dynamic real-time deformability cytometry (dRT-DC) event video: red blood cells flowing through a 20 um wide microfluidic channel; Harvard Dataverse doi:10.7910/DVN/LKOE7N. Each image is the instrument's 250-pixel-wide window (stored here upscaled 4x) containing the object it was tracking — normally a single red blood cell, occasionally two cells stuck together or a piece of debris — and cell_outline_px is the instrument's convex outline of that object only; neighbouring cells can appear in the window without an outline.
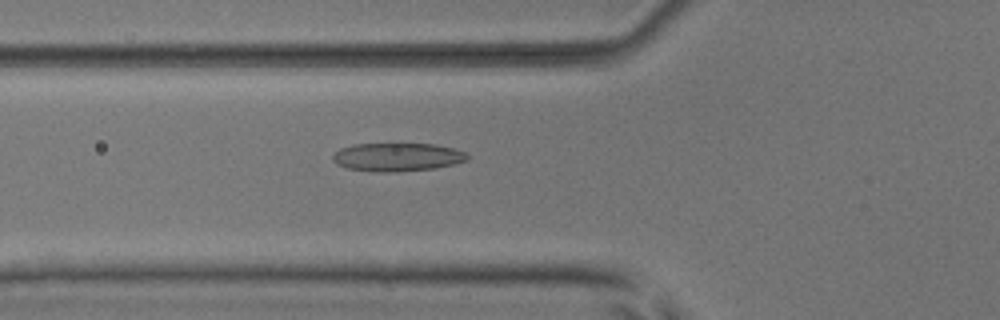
{"species": "common noctule bat (a hibernating species)", "species_latin": "Nyctalus noctula", "temperature_condition": "room temperature", "stored_images_in_passage": 29, "camera_frame_rate_fps": 3000, "um_per_image_px": 0.085, "animal": {"sex": "male", "body_mass_g": 17.9, "forearm_length_mm": 54.2}, "frame": {"image": 1, "passage_image": 3, "time_ms": 0.667, "image_size_px": [1000, 320], "cell_outline_px": [[468, 160], [456, 164], [432, 168], [396, 172], [380, 172], [348, 168], [336, 164], [332, 160], [332, 156], [340, 148], [352, 144], [400, 140], [436, 144], [456, 148], [464, 152], [468, 156]], "centroid_in_image_um": [33.77, 13.28], "position_along_channel_um": 92.0, "area_um2": 23.47}}
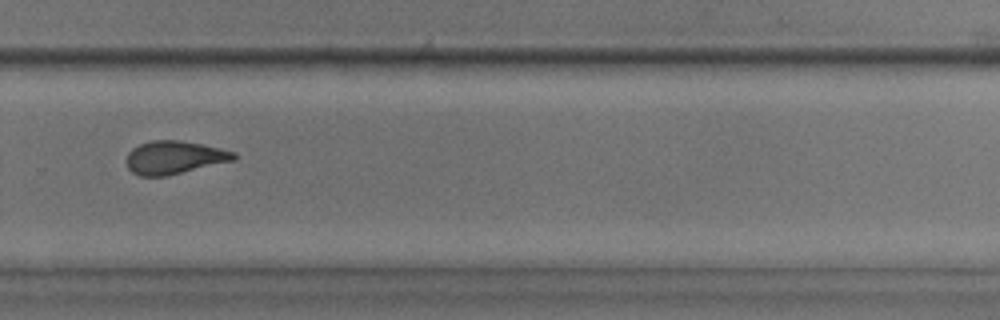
{"frame": {"image": 2, "passage_image": 20, "time_ms": 6.333, "image_size_px": [1000, 320], "cell_outline_px": [[236, 160], [164, 176], [140, 176], [132, 172], [128, 168], [128, 152], [132, 148], [140, 144], [152, 140], [180, 140], [220, 148], [236, 152]], "centroid_in_image_um": [14.83, 13.38], "position_along_channel_um": 315.0, "area_um2": 20.52}}
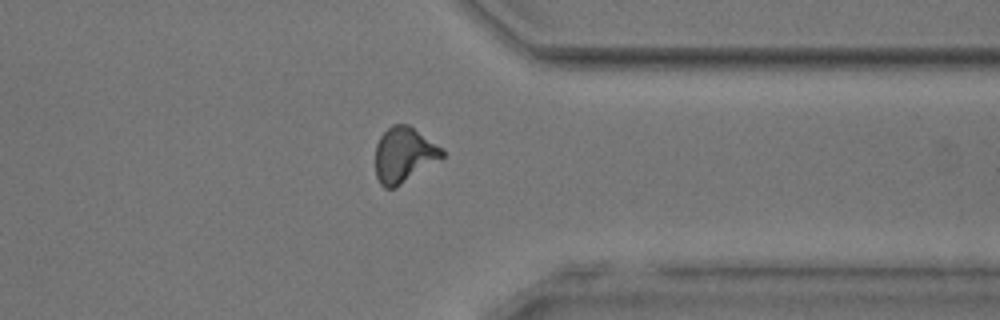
{"frame": {"image": 3, "passage_image": 25, "time_ms": 8.0, "image_size_px": [1000, 320], "cell_outline_px": [[444, 156], [396, 188], [384, 188], [380, 184], [376, 176], [376, 144], [380, 136], [392, 124], [408, 124], [440, 148], [444, 152]], "centroid_in_image_um": [34.29, 13.18], "position_along_channel_um": 377.1, "area_um2": 21.1}, "authors_computed_cell_mechanics": {"area_um2": 21.1548, "velocity_mm_per_s": 3.9361, "shape_relaxation_time_tau1_ms": 9.0073, "shape_relaxation_time_tau2_ms": 1.9626, "deformation_change_tau1": 0.2267, "deformation_change_tau2": 0.1}}